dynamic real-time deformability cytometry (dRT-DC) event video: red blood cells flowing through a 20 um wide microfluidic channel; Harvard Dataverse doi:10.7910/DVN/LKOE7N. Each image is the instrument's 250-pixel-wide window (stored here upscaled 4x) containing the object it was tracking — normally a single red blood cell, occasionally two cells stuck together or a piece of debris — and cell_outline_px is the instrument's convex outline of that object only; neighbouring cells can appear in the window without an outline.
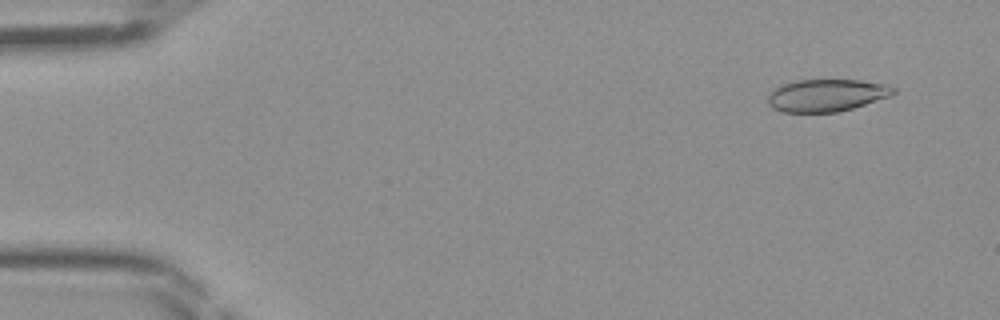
{"species": "Egyptian fruit bat (a non-hibernating species)", "species_latin": "Rousettus aegyptiacus", "temperature_condition": "room temperature", "stored_images_in_passage": 12, "camera_frame_rate_fps": 3000, "um_per_image_px": 0.085, "frame": {"image": 1, "passage_image": 4, "time_ms": 1.0, "image_size_px": [1000, 320], "cell_outline_px": [[896, 92], [892, 96], [852, 108], [836, 112], [784, 112], [772, 108], [768, 104], [768, 96], [776, 88], [784, 84], [796, 80], [860, 80], [888, 84], [896, 88]], "centroid_in_image_um": [70.31, 8.1], "position_along_channel_um": 14.7, "area_um2": 23.64}}